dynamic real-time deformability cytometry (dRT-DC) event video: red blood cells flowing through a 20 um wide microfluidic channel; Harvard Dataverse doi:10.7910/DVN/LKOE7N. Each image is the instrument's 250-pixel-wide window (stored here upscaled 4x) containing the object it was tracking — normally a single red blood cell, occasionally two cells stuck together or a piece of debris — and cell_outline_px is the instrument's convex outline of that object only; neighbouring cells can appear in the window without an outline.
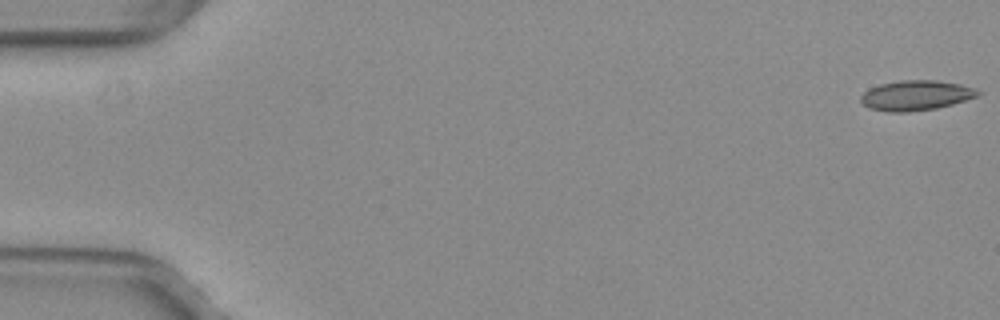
{"species": "common noctule bat (a hibernating species)", "species_latin": "Nyctalus noctula", "temperature_condition": "warm", "stored_images_in_passage": 53, "camera_frame_rate_fps": 3000, "um_per_image_px": 0.085, "animal": {"sex": "female", "body_mass_g": 29.2, "forearm_length_mm": 56.3}, "frame": {"image": 1, "passage_image": 1, "time_ms": 0.0, "image_size_px": [1000, 320], "cell_outline_px": [[980, 96], [952, 104], [936, 108], [908, 112], [888, 112], [868, 108], [860, 100], [860, 96], [868, 88], [880, 84], [900, 80], [936, 80], [960, 84], [976, 88], [980, 92]], "centroid_in_image_um": [77.85, 8.11], "position_along_channel_um": 7.1, "area_um2": 20.63}}
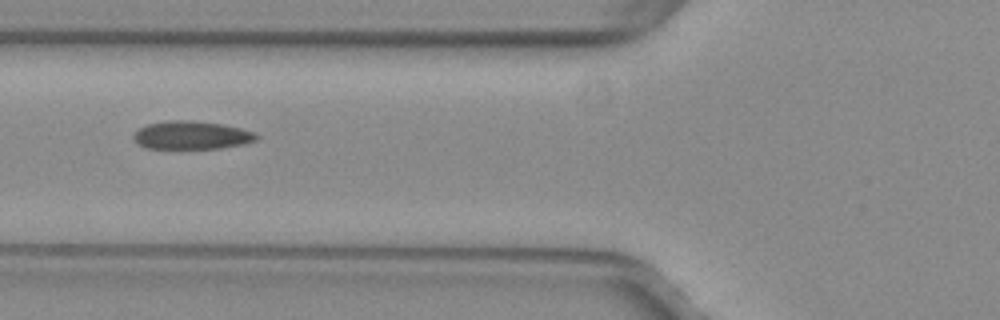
{"frame": {"image": 2, "passage_image": 21, "time_ms": 6.667, "image_size_px": [1000, 320], "cell_outline_px": [[260, 136], [256, 140], [244, 144], [220, 148], [144, 148], [136, 144], [132, 136], [140, 128], [148, 124], [172, 120], [192, 120], [224, 124], [256, 132]], "centroid_in_image_um": [16.31, 11.49], "position_along_channel_um": 109.5, "area_um2": 20.29}}
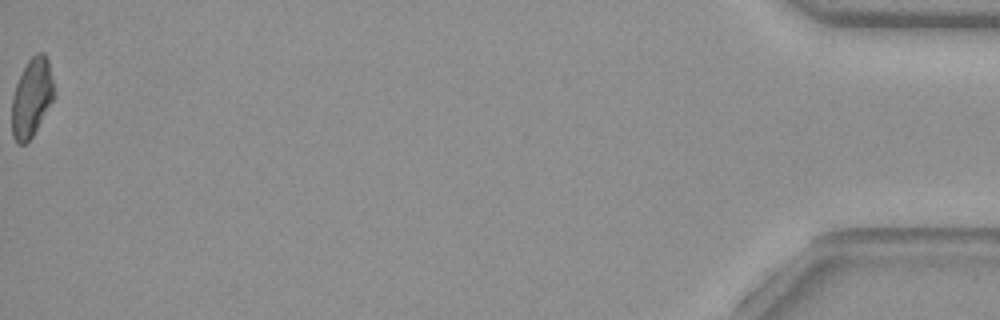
{"frame": {"image": 3, "passage_image": 53, "time_ms": 17.333, "image_size_px": [1000, 320], "cell_outline_px": [[56, 96], [32, 136], [24, 144], [16, 144], [12, 136], [12, 100], [16, 84], [28, 60], [36, 52], [44, 52], [48, 60]], "centroid_in_image_um": [2.71, 8.3], "position_along_channel_um": 432.5, "area_um2": 19.31}, "authors_computed_cell_mechanics": {"area_um2": 20.23, "velocity_mm_per_s": 4.0105, "shape_relaxation_time_tau1_ms": null, "shape_relaxation_time_tau2_ms": 4.5117, "deformation_change_tau1": null, "deformation_change_tau2": 0.1}}